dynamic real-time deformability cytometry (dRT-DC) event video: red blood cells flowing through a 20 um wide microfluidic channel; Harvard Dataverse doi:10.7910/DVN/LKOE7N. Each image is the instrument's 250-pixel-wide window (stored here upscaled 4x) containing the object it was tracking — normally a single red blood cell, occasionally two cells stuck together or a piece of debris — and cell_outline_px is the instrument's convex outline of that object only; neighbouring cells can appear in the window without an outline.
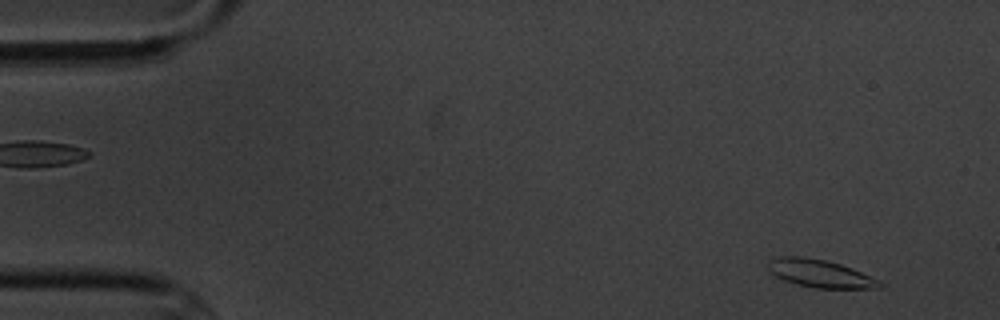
{"species": "common noctule bat (a hibernating species)", "species_latin": "Nyctalus noctula", "temperature_condition": "cold", "stored_images_in_passage": 8, "camera_frame_rate_fps": 3000, "um_per_image_px": 0.085, "animal": {"sex": "male", "body_mass_g": 20.1, "forearm_length_mm": 53.5}, "frame": {"image": 1, "passage_image": 2, "time_ms": 1.0, "image_size_px": [1000, 320], "cell_outline_px": [[884, 284], [880, 288], [816, 288], [796, 284], [784, 280], [776, 276], [768, 268], [768, 260], [780, 256], [804, 256], [824, 260], [840, 264], [852, 268], [880, 280]], "centroid_in_image_um": [69.72, 23.24], "position_along_channel_um": 15.3, "area_um2": 18.03}}
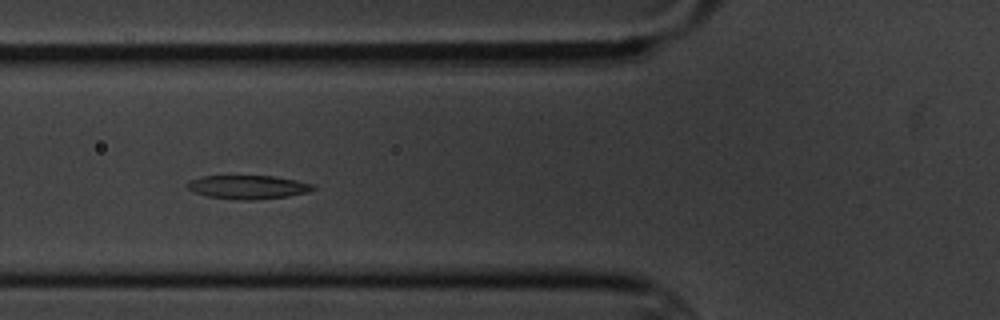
{"frame": {"image": 2, "passage_image": 7, "time_ms": 6.667, "image_size_px": [1000, 320], "cell_outline_px": [[316, 188], [308, 192], [288, 196], [256, 200], [236, 200], [208, 196], [192, 192], [184, 184], [188, 180], [200, 176], [276, 176], [316, 184]], "centroid_in_image_um": [21.06, 15.9], "position_along_channel_um": 104.7, "area_um2": 17.69}}
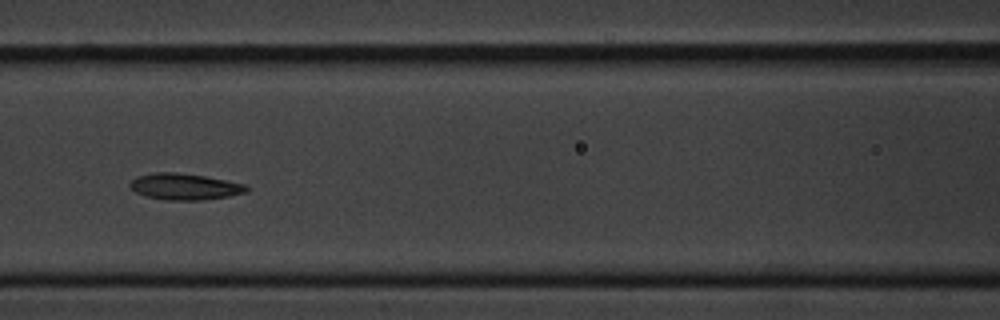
{"frame": {"image": 3, "passage_image": 8, "time_ms": 8.0, "image_size_px": [1000, 320], "cell_outline_px": [[248, 192], [228, 196], [200, 200], [168, 200], [144, 196], [128, 188], [128, 184], [136, 176], [152, 172], [172, 172], [204, 176], [248, 184]], "centroid_in_image_um": [15.67, 15.86], "position_along_channel_um": 150.9, "area_um2": 18.03}}